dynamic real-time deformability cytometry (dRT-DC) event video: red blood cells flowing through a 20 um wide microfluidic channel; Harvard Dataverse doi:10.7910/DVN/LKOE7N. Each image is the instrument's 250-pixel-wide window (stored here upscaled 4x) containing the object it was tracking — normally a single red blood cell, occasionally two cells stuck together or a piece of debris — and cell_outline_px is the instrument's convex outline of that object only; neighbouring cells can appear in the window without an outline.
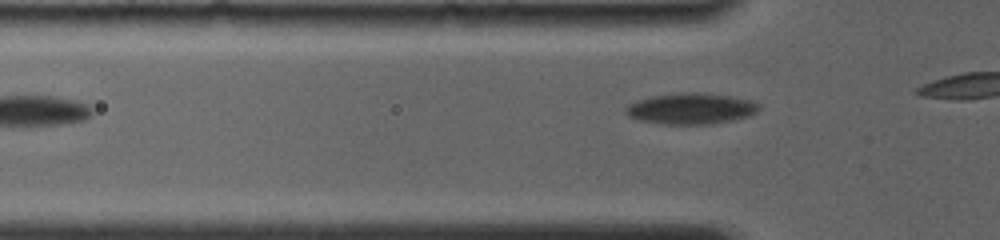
{"species": "common noctule bat (a hibernating species)", "species_latin": "Nyctalus noctula", "temperature_condition": "room temperature", "stored_images_in_passage": 5, "camera_frame_rate_fps": 4000, "um_per_image_px": 0.085, "animal": {"sex": "female", "body_mass_g": 19.0, "forearm_length_mm": 56.7}, "frame": {"image": 1, "passage_image": 5, "time_ms": 4.0, "image_size_px": [1000, 240], "cell_outline_px": [[760, 108], [756, 112], [748, 116], [732, 120], [704, 124], [664, 124], [644, 120], [628, 116], [628, 104], [652, 96], [676, 92], [700, 92], [732, 96], [752, 100]], "centroid_in_image_um": [58.78, 9.21], "position_along_channel_um": 67.0, "area_um2": 23.7}}